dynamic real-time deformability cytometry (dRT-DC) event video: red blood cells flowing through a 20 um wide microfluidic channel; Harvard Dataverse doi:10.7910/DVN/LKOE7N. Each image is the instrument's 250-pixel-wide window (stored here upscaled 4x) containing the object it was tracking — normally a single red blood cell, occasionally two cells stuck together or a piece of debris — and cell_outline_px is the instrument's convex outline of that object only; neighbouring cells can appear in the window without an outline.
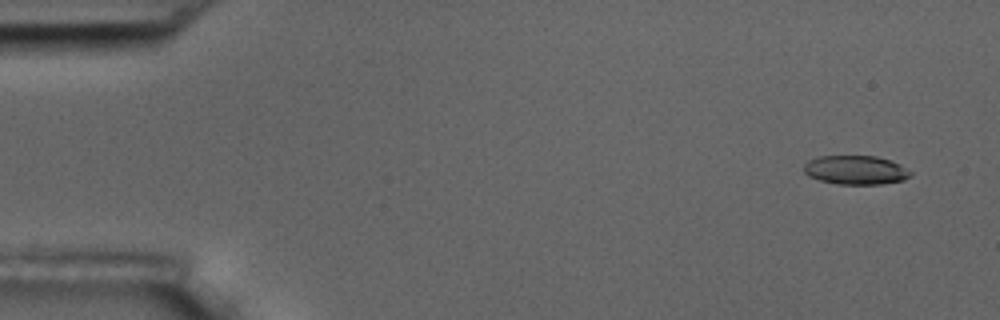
{"species": "common noctule bat (a hibernating species)", "species_latin": "Nyctalus noctula", "temperature_condition": "room temperature", "stored_images_in_passage": 10, "camera_frame_rate_fps": 3000, "um_per_image_px": 0.085, "animal": {"sex": "male", "body_mass_g": 17.5, "forearm_length_mm": 52.3}, "frame": {"image": 1, "passage_image": 1, "time_ms": 0.0, "image_size_px": [1000, 320], "cell_outline_px": [[912, 176], [904, 180], [880, 184], [836, 184], [820, 180], [808, 176], [804, 172], [804, 164], [808, 160], [816, 156], [876, 156], [892, 160], [900, 164], [912, 172]], "centroid_in_image_um": [72.74, 14.44], "position_along_channel_um": 12.3, "area_um2": 18.21}}
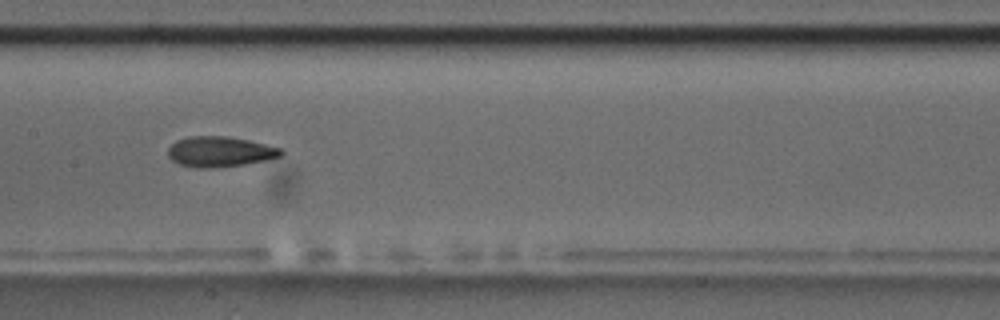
{"frame": {"image": 2, "passage_image": 8, "time_ms": 8.333, "image_size_px": [1000, 320], "cell_outline_px": [[284, 152], [280, 156], [264, 160], [244, 164], [208, 168], [196, 168], [180, 164], [172, 160], [168, 156], [168, 148], [176, 140], [188, 136], [228, 136], [248, 140], [284, 148]], "centroid_in_image_um": [18.69, 12.88], "position_along_channel_um": 188.7, "area_um2": 20.0}}
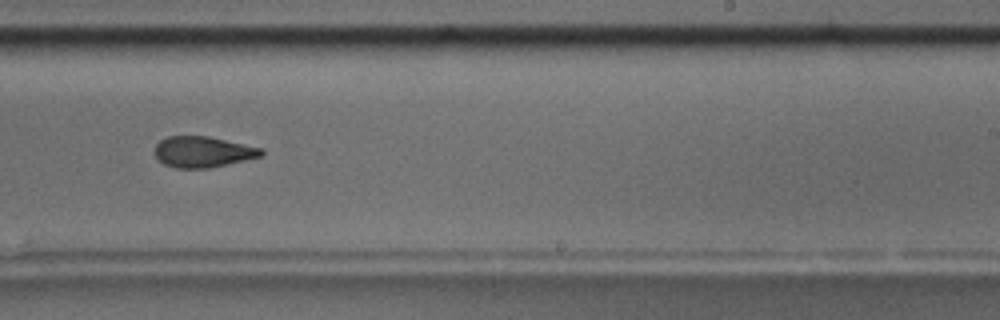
{"frame": {"image": 3, "passage_image": 10, "time_ms": 10.667, "image_size_px": [1000, 320], "cell_outline_px": [[264, 152], [260, 156], [244, 160], [208, 168], [176, 168], [164, 164], [156, 156], [156, 144], [160, 140], [168, 136], [208, 136], [264, 148]], "centroid_in_image_um": [17.25, 12.9], "position_along_channel_um": 271.7, "area_um2": 19.02}}